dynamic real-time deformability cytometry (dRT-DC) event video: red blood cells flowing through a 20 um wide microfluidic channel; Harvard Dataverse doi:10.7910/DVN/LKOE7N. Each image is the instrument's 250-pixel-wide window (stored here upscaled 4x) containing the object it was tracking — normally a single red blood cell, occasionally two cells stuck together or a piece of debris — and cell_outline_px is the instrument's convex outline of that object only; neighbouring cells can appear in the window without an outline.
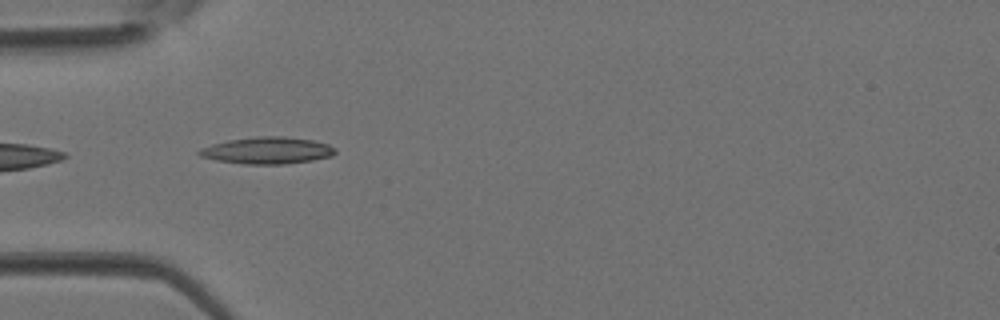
{"species": "Egyptian fruit bat (a non-hibernating species)", "species_latin": "Rousettus aegyptiacus", "temperature_condition": "room temperature", "stored_images_in_passage": 4, "camera_frame_rate_fps": 3000, "um_per_image_px": 0.085, "animal": {"sex": "female"}, "frame": {"image": 1, "passage_image": 3, "time_ms": 0.667, "image_size_px": [1000, 320], "cell_outline_px": [[336, 152], [332, 156], [312, 160], [284, 164], [244, 164], [216, 160], [200, 156], [196, 152], [200, 148], [212, 144], [228, 140], [256, 136], [284, 136], [312, 140], [328, 144], [336, 148]], "centroid_in_image_um": [22.71, 12.78], "position_along_channel_um": 62.3, "area_um2": 21.33}}
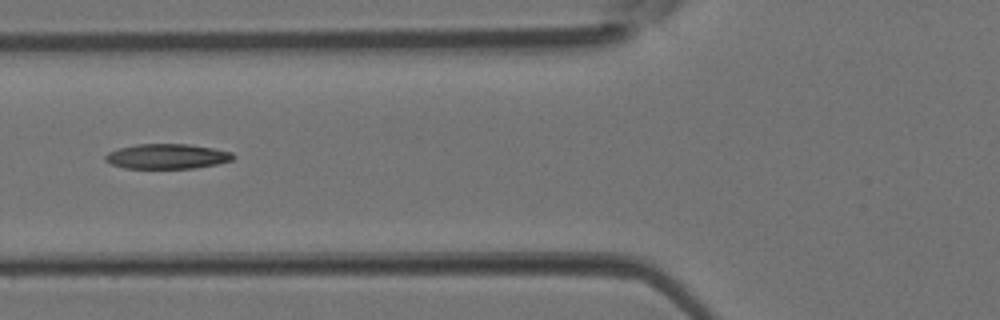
{"frame": {"image": 2, "passage_image": 4, "time_ms": 1.0, "image_size_px": [1000, 320], "cell_outline_px": [[236, 156], [232, 160], [216, 164], [196, 168], [124, 168], [112, 164], [104, 160], [104, 156], [108, 152], [120, 148], [136, 144], [188, 144], [212, 148], [232, 152]], "centroid_in_image_um": [14.2, 13.29], "position_along_channel_um": 111.6, "area_um2": 18.55}}